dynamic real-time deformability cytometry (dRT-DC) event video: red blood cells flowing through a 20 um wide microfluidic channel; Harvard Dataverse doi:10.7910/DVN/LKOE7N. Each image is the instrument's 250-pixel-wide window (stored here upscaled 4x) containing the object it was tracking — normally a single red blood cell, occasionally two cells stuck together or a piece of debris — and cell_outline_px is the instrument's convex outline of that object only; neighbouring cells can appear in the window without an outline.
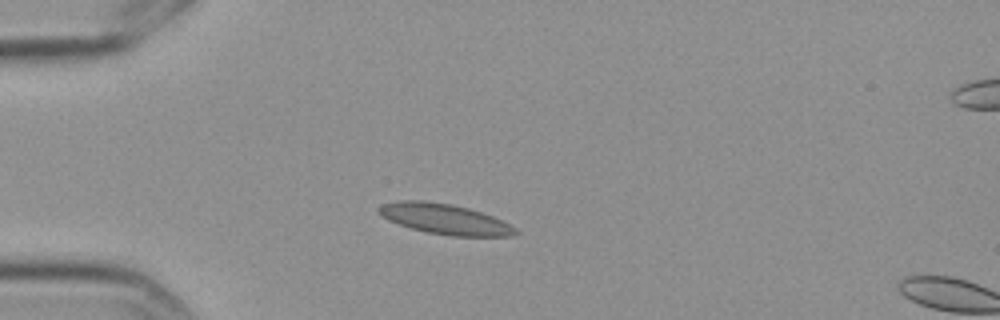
{"species": "Egyptian fruit bat (a non-hibernating species)", "species_latin": "Rousettus aegyptiacus", "temperature_condition": "cold", "stored_images_in_passage": 5, "camera_frame_rate_fps": 3000, "um_per_image_px": 0.085, "frame": {"image": 1, "passage_image": 4, "time_ms": 1.0, "image_size_px": [1000, 320], "cell_outline_px": [[520, 232], [512, 236], [452, 236], [428, 232], [412, 228], [388, 220], [380, 216], [376, 212], [376, 208], [380, 204], [396, 200], [420, 200], [452, 204], [468, 208], [492, 216], [516, 228]], "centroid_in_image_um": [37.74, 18.6], "position_along_channel_um": 47.3, "area_um2": 24.22}}